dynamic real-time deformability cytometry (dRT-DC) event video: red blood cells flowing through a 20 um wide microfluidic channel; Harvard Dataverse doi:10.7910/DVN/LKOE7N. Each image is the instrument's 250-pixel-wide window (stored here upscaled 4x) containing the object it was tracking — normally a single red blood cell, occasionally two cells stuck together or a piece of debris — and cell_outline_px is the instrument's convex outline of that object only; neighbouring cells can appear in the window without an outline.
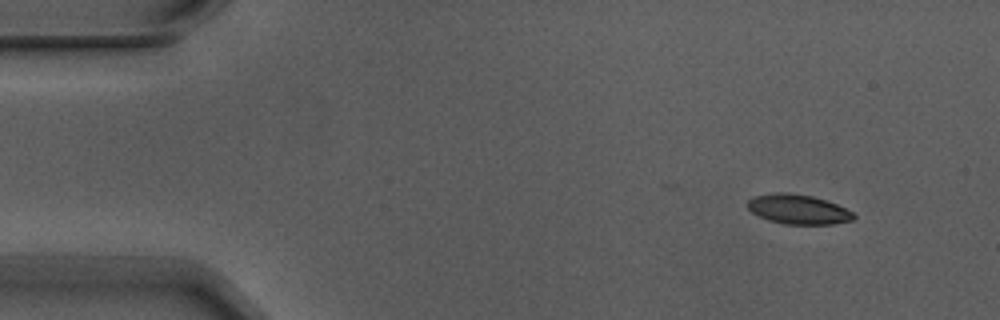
{"species": "Egyptian fruit bat (a non-hibernating species)", "species_latin": "Rousettus aegyptiacus", "temperature_condition": "warm", "stored_images_in_passage": 3, "camera_frame_rate_fps": 3000, "um_per_image_px": 0.085, "animal": {"sex": "male"}, "frame": {"image": 1, "passage_image": 1, "time_ms": 0.0, "image_size_px": [1000, 320], "cell_outline_px": [[856, 216], [852, 220], [832, 224], [784, 224], [768, 220], [752, 212], [748, 208], [748, 200], [752, 196], [780, 192], [784, 192], [812, 196], [836, 204], [852, 212]], "centroid_in_image_um": [67.82, 17.79], "position_along_channel_um": 17.2, "area_um2": 18.09}}